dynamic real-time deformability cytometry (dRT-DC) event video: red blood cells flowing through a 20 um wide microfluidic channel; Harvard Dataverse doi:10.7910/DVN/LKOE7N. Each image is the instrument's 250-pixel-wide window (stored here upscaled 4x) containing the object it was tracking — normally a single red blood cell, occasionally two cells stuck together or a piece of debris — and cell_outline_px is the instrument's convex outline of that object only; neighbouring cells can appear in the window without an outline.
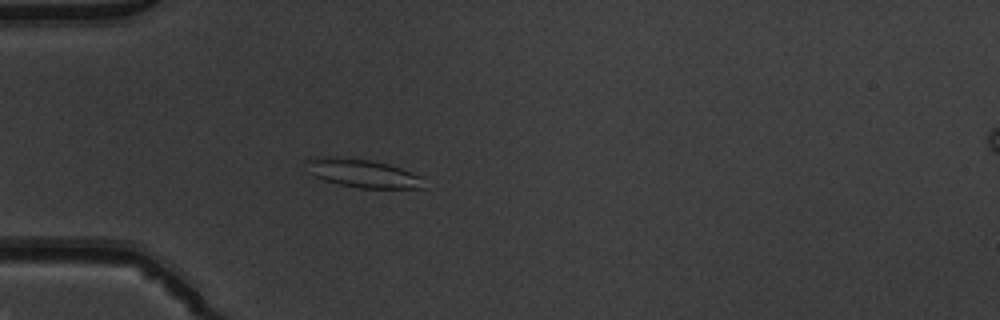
{"species": "common noctule bat (a hibernating species)", "species_latin": "Nyctalus noctula", "temperature_condition": "warm", "stored_images_in_passage": 37, "camera_frame_rate_fps": 3000, "um_per_image_px": 0.085, "animal": {"sex": "male", "body_mass_g": 19.5, "forearm_length_mm": 54.6}, "frame": {"image": 1, "passage_image": 1, "time_ms": 0.0, "image_size_px": [1000, 320], "cell_outline_px": [[424, 188], [360, 188], [340, 184], [324, 180], [308, 172], [304, 160], [324, 156], [336, 156], [372, 160], [388, 164], [400, 168], [420, 176]], "centroid_in_image_um": [30.76, 14.71], "position_along_channel_um": 54.2, "area_um2": 19.31}}
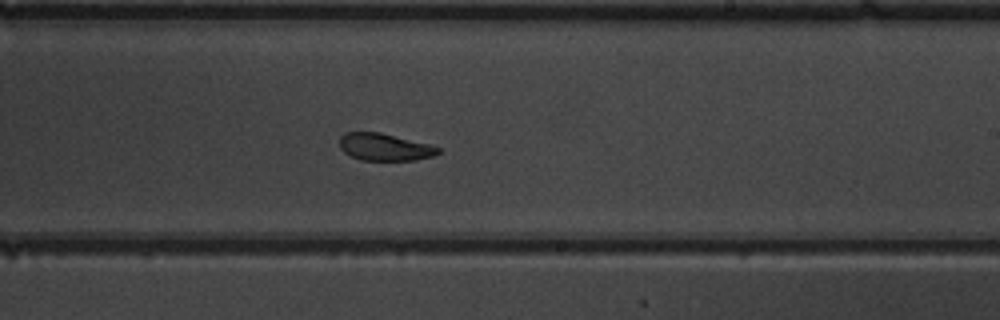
{"frame": {"image": 2, "passage_image": 17, "time_ms": 5.333, "image_size_px": [1000, 320], "cell_outline_px": [[440, 152], [436, 156], [416, 160], [360, 160], [344, 152], [340, 148], [340, 136], [344, 132], [380, 132], [428, 144], [440, 148]], "centroid_in_image_um": [32.7, 12.5], "position_along_channel_um": 256.3, "area_um2": 15.66}}
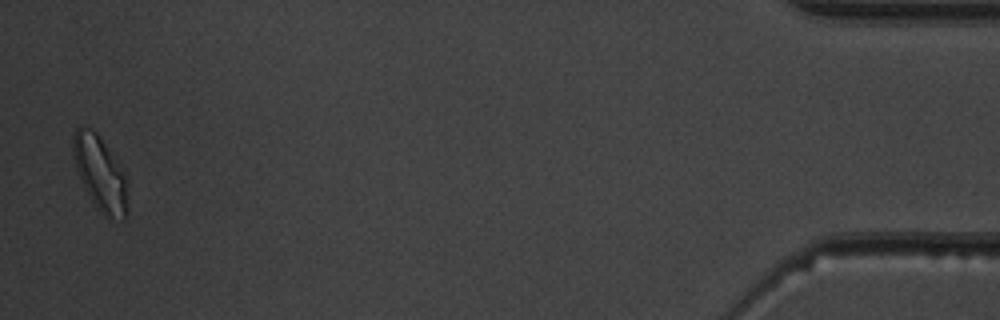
{"frame": {"image": 3, "passage_image": 36, "time_ms": 11.667, "image_size_px": [1000, 320], "cell_outline_px": [[128, 212], [124, 220], [108, 216], [100, 212], [92, 200], [76, 168], [72, 152], [72, 136], [76, 128], [80, 124], [92, 128], [96, 132], [124, 172]], "centroid_in_image_um": [8.49, 14.69], "position_along_channel_um": 426.7, "area_um2": 23.18}, "authors_computed_cell_mechanics": {"area_um2": 17.1666, "velocity_mm_per_s": 3.9954, "shape_relaxation_time_tau1_ms": 3.8253, "shape_relaxation_time_tau2_ms": 2.1518, "deformation_change_tau1": 0.1261, "deformation_change_tau2": 0.0746}}